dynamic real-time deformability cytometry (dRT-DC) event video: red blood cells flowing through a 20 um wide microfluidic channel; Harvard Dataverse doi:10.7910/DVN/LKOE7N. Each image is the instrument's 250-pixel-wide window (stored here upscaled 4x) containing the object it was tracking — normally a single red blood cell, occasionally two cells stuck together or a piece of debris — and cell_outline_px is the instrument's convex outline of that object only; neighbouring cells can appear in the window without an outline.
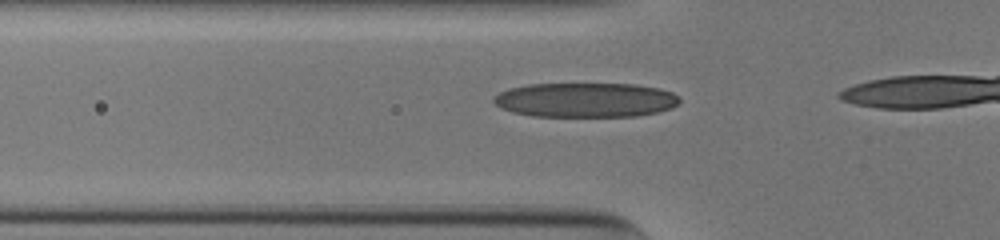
{"species": "human", "species_latin": "Homo sapiens", "temperature_condition": "cold", "stored_images_in_passage": 17, "camera_frame_rate_fps": 3000, "um_per_image_px": 0.085, "donor": {"sex": "male"}, "frame": {"image": 1, "passage_image": 12, "time_ms": 3.667, "image_size_px": [1000, 240], "cell_outline_px": [[680, 100], [672, 108], [656, 112], [636, 116], [532, 116], [512, 112], [500, 108], [492, 100], [492, 96], [508, 88], [528, 84], [636, 84], [660, 88], [672, 92], [680, 96]], "centroid_in_image_um": [49.75, 8.49], "position_along_channel_um": 76.1, "area_um2": 37.63}}
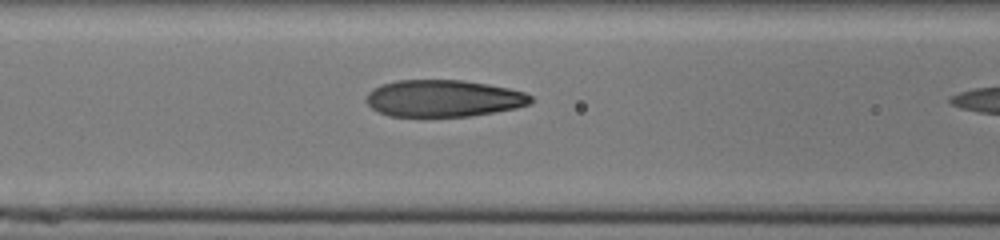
{"frame": {"image": 2, "passage_image": 16, "time_ms": 5.0, "image_size_px": [1000, 240], "cell_outline_px": [[532, 104], [516, 108], [468, 116], [388, 116], [372, 108], [364, 100], [368, 92], [372, 88], [396, 80], [460, 80], [488, 84], [508, 88], [524, 92], [532, 96]], "centroid_in_image_um": [37.68, 8.36], "position_along_channel_um": 128.9, "area_um2": 35.32}}